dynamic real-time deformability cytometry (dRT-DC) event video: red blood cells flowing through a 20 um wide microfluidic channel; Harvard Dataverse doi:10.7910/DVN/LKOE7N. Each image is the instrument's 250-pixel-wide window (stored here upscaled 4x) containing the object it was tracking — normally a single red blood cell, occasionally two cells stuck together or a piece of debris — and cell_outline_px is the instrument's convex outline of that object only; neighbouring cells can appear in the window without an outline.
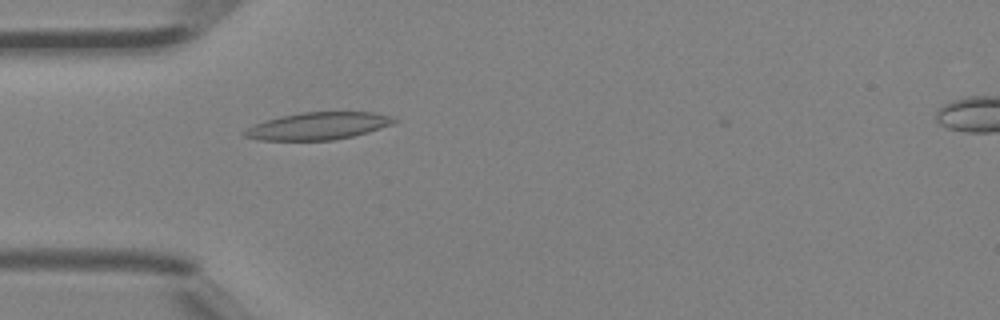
{"species": "Egyptian fruit bat (a non-hibernating species)", "species_latin": "Rousettus aegyptiacus", "temperature_condition": "room temperature", "stored_images_in_passage": 2, "camera_frame_rate_fps": 3000, "um_per_image_px": 0.085, "animal": {"sex": "female"}, "frame": {"image": 1, "passage_image": 1, "time_ms": 0.0, "image_size_px": [1000, 320], "cell_outline_px": [[396, 120], [392, 124], [368, 132], [352, 136], [332, 140], [260, 140], [244, 136], [240, 132], [264, 120], [280, 116], [300, 112], [372, 112], [388, 116]], "centroid_in_image_um": [26.98, 10.71], "position_along_channel_um": 58.0, "area_um2": 23.58}}